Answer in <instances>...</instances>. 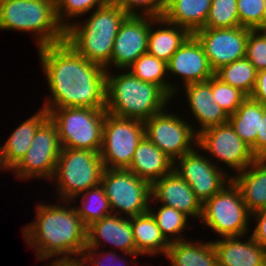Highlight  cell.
Here are the masks:
<instances>
[{"instance_id":"obj_1","label":"cell","mask_w":266,"mask_h":266,"mask_svg":"<svg viewBox=\"0 0 266 266\" xmlns=\"http://www.w3.org/2000/svg\"><path fill=\"white\" fill-rule=\"evenodd\" d=\"M52 94L42 106L106 109L107 70L81 56L68 42L37 48Z\"/></svg>"},{"instance_id":"obj_2","label":"cell","mask_w":266,"mask_h":266,"mask_svg":"<svg viewBox=\"0 0 266 266\" xmlns=\"http://www.w3.org/2000/svg\"><path fill=\"white\" fill-rule=\"evenodd\" d=\"M37 205L36 220L22 230L27 245L36 251L37 260L80 257L87 244V227L74 206Z\"/></svg>"},{"instance_id":"obj_3","label":"cell","mask_w":266,"mask_h":266,"mask_svg":"<svg viewBox=\"0 0 266 266\" xmlns=\"http://www.w3.org/2000/svg\"><path fill=\"white\" fill-rule=\"evenodd\" d=\"M109 71L106 72V112L109 114L145 121L166 109L171 101L158 85L141 81L127 69L115 75Z\"/></svg>"},{"instance_id":"obj_4","label":"cell","mask_w":266,"mask_h":266,"mask_svg":"<svg viewBox=\"0 0 266 266\" xmlns=\"http://www.w3.org/2000/svg\"><path fill=\"white\" fill-rule=\"evenodd\" d=\"M91 14L86 23H71L65 29V41L89 62L108 71L114 40L128 14L120 6L107 4Z\"/></svg>"},{"instance_id":"obj_5","label":"cell","mask_w":266,"mask_h":266,"mask_svg":"<svg viewBox=\"0 0 266 266\" xmlns=\"http://www.w3.org/2000/svg\"><path fill=\"white\" fill-rule=\"evenodd\" d=\"M0 30L33 33L38 48L65 41L54 0H0Z\"/></svg>"},{"instance_id":"obj_6","label":"cell","mask_w":266,"mask_h":266,"mask_svg":"<svg viewBox=\"0 0 266 266\" xmlns=\"http://www.w3.org/2000/svg\"><path fill=\"white\" fill-rule=\"evenodd\" d=\"M104 169L99 152L62 148L52 178L57 183L59 203L70 204L81 193L101 184Z\"/></svg>"},{"instance_id":"obj_7","label":"cell","mask_w":266,"mask_h":266,"mask_svg":"<svg viewBox=\"0 0 266 266\" xmlns=\"http://www.w3.org/2000/svg\"><path fill=\"white\" fill-rule=\"evenodd\" d=\"M48 114L57 126L62 148L100 152L106 109L65 107L51 109Z\"/></svg>"},{"instance_id":"obj_8","label":"cell","mask_w":266,"mask_h":266,"mask_svg":"<svg viewBox=\"0 0 266 266\" xmlns=\"http://www.w3.org/2000/svg\"><path fill=\"white\" fill-rule=\"evenodd\" d=\"M251 212L245 205L240 190L231 181L221 191L202 204L200 221L219 236L243 237L248 235Z\"/></svg>"},{"instance_id":"obj_9","label":"cell","mask_w":266,"mask_h":266,"mask_svg":"<svg viewBox=\"0 0 266 266\" xmlns=\"http://www.w3.org/2000/svg\"><path fill=\"white\" fill-rule=\"evenodd\" d=\"M144 136L143 121L106 112L99 152L104 168L127 169L138 143Z\"/></svg>"},{"instance_id":"obj_10","label":"cell","mask_w":266,"mask_h":266,"mask_svg":"<svg viewBox=\"0 0 266 266\" xmlns=\"http://www.w3.org/2000/svg\"><path fill=\"white\" fill-rule=\"evenodd\" d=\"M101 185L113 214L132 217L149 211L151 184L127 169H104Z\"/></svg>"},{"instance_id":"obj_11","label":"cell","mask_w":266,"mask_h":266,"mask_svg":"<svg viewBox=\"0 0 266 266\" xmlns=\"http://www.w3.org/2000/svg\"><path fill=\"white\" fill-rule=\"evenodd\" d=\"M162 110L143 121L144 135L170 159L175 161L197 148V131L181 115ZM184 118V119H183ZM194 145V146H192Z\"/></svg>"},{"instance_id":"obj_12","label":"cell","mask_w":266,"mask_h":266,"mask_svg":"<svg viewBox=\"0 0 266 266\" xmlns=\"http://www.w3.org/2000/svg\"><path fill=\"white\" fill-rule=\"evenodd\" d=\"M57 126L48 118L36 131L25 156L12 169L15 176L22 179H50L54 176L61 153Z\"/></svg>"},{"instance_id":"obj_13","label":"cell","mask_w":266,"mask_h":266,"mask_svg":"<svg viewBox=\"0 0 266 266\" xmlns=\"http://www.w3.org/2000/svg\"><path fill=\"white\" fill-rule=\"evenodd\" d=\"M197 147L207 151L216 163L221 161L235 172L243 171L257 158L251 147L234 131L229 122L209 127L197 134Z\"/></svg>"},{"instance_id":"obj_14","label":"cell","mask_w":266,"mask_h":266,"mask_svg":"<svg viewBox=\"0 0 266 266\" xmlns=\"http://www.w3.org/2000/svg\"><path fill=\"white\" fill-rule=\"evenodd\" d=\"M200 153L202 152L198 153L194 148L191 152L176 159L173 170L190 185L196 197L203 204L232 181V174H227L221 168L222 166H217L203 153Z\"/></svg>"},{"instance_id":"obj_15","label":"cell","mask_w":266,"mask_h":266,"mask_svg":"<svg viewBox=\"0 0 266 266\" xmlns=\"http://www.w3.org/2000/svg\"><path fill=\"white\" fill-rule=\"evenodd\" d=\"M250 28H201L193 35L201 43L211 69L215 72L222 66L245 58Z\"/></svg>"},{"instance_id":"obj_16","label":"cell","mask_w":266,"mask_h":266,"mask_svg":"<svg viewBox=\"0 0 266 266\" xmlns=\"http://www.w3.org/2000/svg\"><path fill=\"white\" fill-rule=\"evenodd\" d=\"M151 16L128 15L114 40L111 64L126 70L139 56L147 53Z\"/></svg>"},{"instance_id":"obj_17","label":"cell","mask_w":266,"mask_h":266,"mask_svg":"<svg viewBox=\"0 0 266 266\" xmlns=\"http://www.w3.org/2000/svg\"><path fill=\"white\" fill-rule=\"evenodd\" d=\"M167 74L180 76L183 86L207 81L214 75L201 43L193 34L167 62Z\"/></svg>"},{"instance_id":"obj_18","label":"cell","mask_w":266,"mask_h":266,"mask_svg":"<svg viewBox=\"0 0 266 266\" xmlns=\"http://www.w3.org/2000/svg\"><path fill=\"white\" fill-rule=\"evenodd\" d=\"M151 196L155 202L172 207L185 215L201 219L202 203L190 185L174 170L151 184Z\"/></svg>"},{"instance_id":"obj_19","label":"cell","mask_w":266,"mask_h":266,"mask_svg":"<svg viewBox=\"0 0 266 266\" xmlns=\"http://www.w3.org/2000/svg\"><path fill=\"white\" fill-rule=\"evenodd\" d=\"M121 217L117 214H111L103 217L101 220L92 223L87 227L88 247L100 248V242H107L113 245V251L116 246L124 254L133 256V264H138L134 259L137 258L134 235L131 227V217ZM101 239V240H100Z\"/></svg>"},{"instance_id":"obj_20","label":"cell","mask_w":266,"mask_h":266,"mask_svg":"<svg viewBox=\"0 0 266 266\" xmlns=\"http://www.w3.org/2000/svg\"><path fill=\"white\" fill-rule=\"evenodd\" d=\"M188 108L201 127L197 134L209 127L228 122V114L214 101L211 78L184 86Z\"/></svg>"},{"instance_id":"obj_21","label":"cell","mask_w":266,"mask_h":266,"mask_svg":"<svg viewBox=\"0 0 266 266\" xmlns=\"http://www.w3.org/2000/svg\"><path fill=\"white\" fill-rule=\"evenodd\" d=\"M243 237H223L212 241L218 266H265L266 251L252 238L242 241Z\"/></svg>"},{"instance_id":"obj_22","label":"cell","mask_w":266,"mask_h":266,"mask_svg":"<svg viewBox=\"0 0 266 266\" xmlns=\"http://www.w3.org/2000/svg\"><path fill=\"white\" fill-rule=\"evenodd\" d=\"M173 166L174 161L144 136L138 143L127 170L152 184L171 173Z\"/></svg>"},{"instance_id":"obj_23","label":"cell","mask_w":266,"mask_h":266,"mask_svg":"<svg viewBox=\"0 0 266 266\" xmlns=\"http://www.w3.org/2000/svg\"><path fill=\"white\" fill-rule=\"evenodd\" d=\"M232 181L251 214L266 209V159H256L243 171L232 175Z\"/></svg>"},{"instance_id":"obj_24","label":"cell","mask_w":266,"mask_h":266,"mask_svg":"<svg viewBox=\"0 0 266 266\" xmlns=\"http://www.w3.org/2000/svg\"><path fill=\"white\" fill-rule=\"evenodd\" d=\"M156 24L163 28L158 26L159 29H156ZM190 35L191 33L184 27L171 24L162 17H151L147 53L154 55L158 59H162L167 63Z\"/></svg>"},{"instance_id":"obj_25","label":"cell","mask_w":266,"mask_h":266,"mask_svg":"<svg viewBox=\"0 0 266 266\" xmlns=\"http://www.w3.org/2000/svg\"><path fill=\"white\" fill-rule=\"evenodd\" d=\"M212 0H165L162 18L191 34L205 26Z\"/></svg>"},{"instance_id":"obj_26","label":"cell","mask_w":266,"mask_h":266,"mask_svg":"<svg viewBox=\"0 0 266 266\" xmlns=\"http://www.w3.org/2000/svg\"><path fill=\"white\" fill-rule=\"evenodd\" d=\"M49 118L43 107L23 121L6 140L3 153L6 164L13 169L28 151L37 129Z\"/></svg>"},{"instance_id":"obj_27","label":"cell","mask_w":266,"mask_h":266,"mask_svg":"<svg viewBox=\"0 0 266 266\" xmlns=\"http://www.w3.org/2000/svg\"><path fill=\"white\" fill-rule=\"evenodd\" d=\"M131 227L137 255L166 256L170 243L161 234L156 219L150 211L131 217Z\"/></svg>"},{"instance_id":"obj_28","label":"cell","mask_w":266,"mask_h":266,"mask_svg":"<svg viewBox=\"0 0 266 266\" xmlns=\"http://www.w3.org/2000/svg\"><path fill=\"white\" fill-rule=\"evenodd\" d=\"M166 257L171 266H218L212 241L180 240L169 245Z\"/></svg>"},{"instance_id":"obj_29","label":"cell","mask_w":266,"mask_h":266,"mask_svg":"<svg viewBox=\"0 0 266 266\" xmlns=\"http://www.w3.org/2000/svg\"><path fill=\"white\" fill-rule=\"evenodd\" d=\"M265 112V104L247 97L228 119L235 133L251 147L255 156L257 134H260L261 120Z\"/></svg>"},{"instance_id":"obj_30","label":"cell","mask_w":266,"mask_h":266,"mask_svg":"<svg viewBox=\"0 0 266 266\" xmlns=\"http://www.w3.org/2000/svg\"><path fill=\"white\" fill-rule=\"evenodd\" d=\"M127 70L141 81L158 85L171 99L180 91L178 84L166 80L167 63L149 53L139 56Z\"/></svg>"},{"instance_id":"obj_31","label":"cell","mask_w":266,"mask_h":266,"mask_svg":"<svg viewBox=\"0 0 266 266\" xmlns=\"http://www.w3.org/2000/svg\"><path fill=\"white\" fill-rule=\"evenodd\" d=\"M257 72L254 65L245 57L222 66L214 72V75L221 81L240 89L249 97L255 87Z\"/></svg>"},{"instance_id":"obj_32","label":"cell","mask_w":266,"mask_h":266,"mask_svg":"<svg viewBox=\"0 0 266 266\" xmlns=\"http://www.w3.org/2000/svg\"><path fill=\"white\" fill-rule=\"evenodd\" d=\"M81 206L74 205L76 213L82 219L86 227L101 220L103 217L113 214L105 190L101 184L88 189L80 194Z\"/></svg>"},{"instance_id":"obj_33","label":"cell","mask_w":266,"mask_h":266,"mask_svg":"<svg viewBox=\"0 0 266 266\" xmlns=\"http://www.w3.org/2000/svg\"><path fill=\"white\" fill-rule=\"evenodd\" d=\"M159 207V210L154 212V208L150 206L149 211L156 219L161 234L169 243L184 240L182 232L188 227V216L172 207Z\"/></svg>"},{"instance_id":"obj_34","label":"cell","mask_w":266,"mask_h":266,"mask_svg":"<svg viewBox=\"0 0 266 266\" xmlns=\"http://www.w3.org/2000/svg\"><path fill=\"white\" fill-rule=\"evenodd\" d=\"M237 0H212L211 7L203 28L239 27Z\"/></svg>"},{"instance_id":"obj_35","label":"cell","mask_w":266,"mask_h":266,"mask_svg":"<svg viewBox=\"0 0 266 266\" xmlns=\"http://www.w3.org/2000/svg\"><path fill=\"white\" fill-rule=\"evenodd\" d=\"M211 88L214 101L228 114L232 115L248 97L240 89L235 88L217 78L211 77Z\"/></svg>"},{"instance_id":"obj_36","label":"cell","mask_w":266,"mask_h":266,"mask_svg":"<svg viewBox=\"0 0 266 266\" xmlns=\"http://www.w3.org/2000/svg\"><path fill=\"white\" fill-rule=\"evenodd\" d=\"M104 5H106L105 0H55L58 22L65 29L71 25V18H77L83 14L85 16L93 8L98 9Z\"/></svg>"},{"instance_id":"obj_37","label":"cell","mask_w":266,"mask_h":266,"mask_svg":"<svg viewBox=\"0 0 266 266\" xmlns=\"http://www.w3.org/2000/svg\"><path fill=\"white\" fill-rule=\"evenodd\" d=\"M240 26L260 29L265 22V0H237Z\"/></svg>"},{"instance_id":"obj_38","label":"cell","mask_w":266,"mask_h":266,"mask_svg":"<svg viewBox=\"0 0 266 266\" xmlns=\"http://www.w3.org/2000/svg\"><path fill=\"white\" fill-rule=\"evenodd\" d=\"M245 57L257 71L266 69V34L260 29H250Z\"/></svg>"},{"instance_id":"obj_39","label":"cell","mask_w":266,"mask_h":266,"mask_svg":"<svg viewBox=\"0 0 266 266\" xmlns=\"http://www.w3.org/2000/svg\"><path fill=\"white\" fill-rule=\"evenodd\" d=\"M120 7L128 15L160 18L164 14L165 0H125Z\"/></svg>"},{"instance_id":"obj_40","label":"cell","mask_w":266,"mask_h":266,"mask_svg":"<svg viewBox=\"0 0 266 266\" xmlns=\"http://www.w3.org/2000/svg\"><path fill=\"white\" fill-rule=\"evenodd\" d=\"M97 250H98L97 248L85 246V248L83 250V253L81 255V259H82V261L84 263V266H90L92 264H93V266H104V263H105V266H114L115 262H117V264L120 262L119 260H116V259L118 257H119V259H121V255L120 254L117 255L115 253V250L114 251H110L108 253L104 252V253H106L105 256H103V254H104L103 250H100V251H102L101 253L97 252ZM100 254H102V255H100ZM93 256H95V257H93ZM100 260H101V262H100ZM105 260L108 261V262H106ZM124 263H126V262L124 261L122 264H120V266H122ZM123 266H125V265H123Z\"/></svg>"},{"instance_id":"obj_41","label":"cell","mask_w":266,"mask_h":266,"mask_svg":"<svg viewBox=\"0 0 266 266\" xmlns=\"http://www.w3.org/2000/svg\"><path fill=\"white\" fill-rule=\"evenodd\" d=\"M252 217L257 225L251 236L266 251V209L252 213Z\"/></svg>"},{"instance_id":"obj_42","label":"cell","mask_w":266,"mask_h":266,"mask_svg":"<svg viewBox=\"0 0 266 266\" xmlns=\"http://www.w3.org/2000/svg\"><path fill=\"white\" fill-rule=\"evenodd\" d=\"M249 97L266 105V69L257 72L255 87Z\"/></svg>"},{"instance_id":"obj_43","label":"cell","mask_w":266,"mask_h":266,"mask_svg":"<svg viewBox=\"0 0 266 266\" xmlns=\"http://www.w3.org/2000/svg\"><path fill=\"white\" fill-rule=\"evenodd\" d=\"M256 158L266 159V112L263 114L260 125V134L256 139Z\"/></svg>"},{"instance_id":"obj_44","label":"cell","mask_w":266,"mask_h":266,"mask_svg":"<svg viewBox=\"0 0 266 266\" xmlns=\"http://www.w3.org/2000/svg\"><path fill=\"white\" fill-rule=\"evenodd\" d=\"M46 266H84V263L80 258H56Z\"/></svg>"},{"instance_id":"obj_45","label":"cell","mask_w":266,"mask_h":266,"mask_svg":"<svg viewBox=\"0 0 266 266\" xmlns=\"http://www.w3.org/2000/svg\"><path fill=\"white\" fill-rule=\"evenodd\" d=\"M11 170V168L6 164L4 153H3V146H0V170Z\"/></svg>"},{"instance_id":"obj_46","label":"cell","mask_w":266,"mask_h":266,"mask_svg":"<svg viewBox=\"0 0 266 266\" xmlns=\"http://www.w3.org/2000/svg\"><path fill=\"white\" fill-rule=\"evenodd\" d=\"M125 0H105L107 5L120 6Z\"/></svg>"},{"instance_id":"obj_47","label":"cell","mask_w":266,"mask_h":266,"mask_svg":"<svg viewBox=\"0 0 266 266\" xmlns=\"http://www.w3.org/2000/svg\"><path fill=\"white\" fill-rule=\"evenodd\" d=\"M260 30L266 34V0H265V22L264 24L260 27Z\"/></svg>"}]
</instances>
